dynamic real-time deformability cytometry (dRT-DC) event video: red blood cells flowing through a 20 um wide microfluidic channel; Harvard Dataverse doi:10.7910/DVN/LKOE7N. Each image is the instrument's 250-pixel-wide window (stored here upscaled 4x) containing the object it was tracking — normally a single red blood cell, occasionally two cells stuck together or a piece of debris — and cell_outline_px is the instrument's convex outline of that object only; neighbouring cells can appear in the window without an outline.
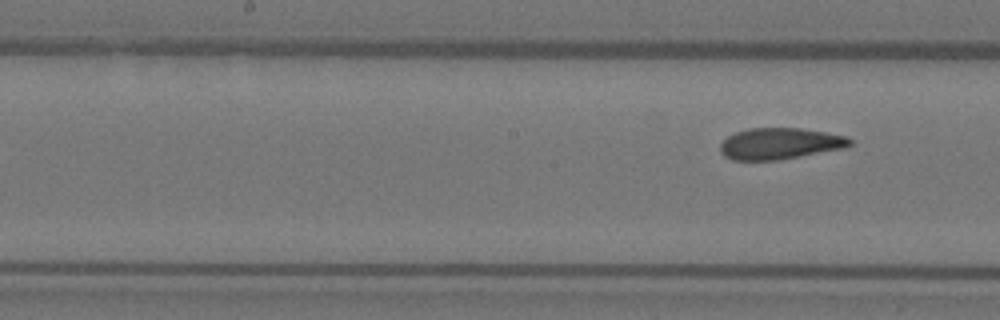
{"species": "Egyptian fruit bat (a non-hibernating species)", "species_latin": "Rousettus aegyptiacus", "temperature_condition": "warm", "stored_images_in_passage": 5, "camera_frame_rate_fps": 3000, "um_per_image_px": 0.085, "animal": {"sex": "female"}, "frame": {"image": 1, "passage_image": 5, "time_ms": 4.667, "image_size_px": [1000, 320], "cell_outline_px": [[852, 144], [844, 148], [776, 160], [732, 160], [724, 156], [720, 152], [720, 144], [728, 136], [736, 132], [748, 128], [800, 128], [848, 136], [852, 140]], "centroid_in_image_um": [66.27, 12.2], "position_along_channel_um": 181.9, "area_um2": 23.58}}